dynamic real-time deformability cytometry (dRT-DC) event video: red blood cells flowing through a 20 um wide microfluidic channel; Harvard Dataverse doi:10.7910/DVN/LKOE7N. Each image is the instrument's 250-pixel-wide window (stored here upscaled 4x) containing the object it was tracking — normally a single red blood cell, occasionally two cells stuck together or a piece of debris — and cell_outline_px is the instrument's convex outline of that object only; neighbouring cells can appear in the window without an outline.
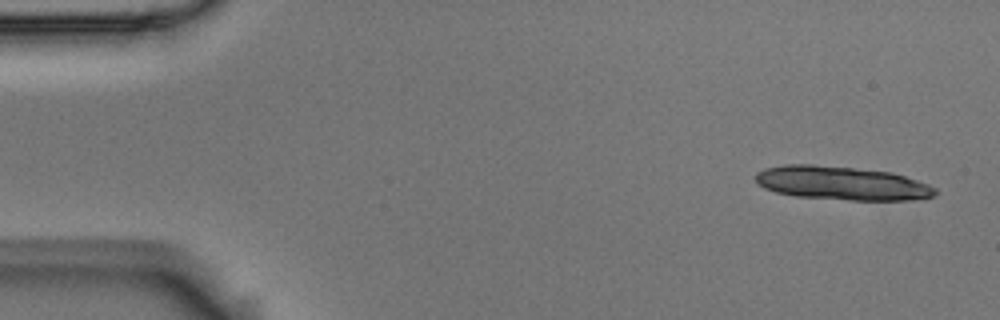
{"species": "Egyptian fruit bat (a non-hibernating species)", "species_latin": "Rousettus aegyptiacus", "temperature_condition": "room temperature", "stored_images_in_passage": 6, "camera_frame_rate_fps": 3000, "um_per_image_px": 0.085, "animal": {"sex": "male"}, "frame": {"image": 1, "passage_image": 1, "time_ms": 0.0, "image_size_px": [1000, 320], "cell_outline_px": [[936, 192], [932, 196], [924, 200], [852, 200], [796, 196], [776, 192], [764, 188], [756, 184], [756, 172], [764, 168], [784, 164], [812, 164], [892, 172], [928, 184], [936, 188]], "centroid_in_image_um": [71.54, 15.57], "position_along_channel_um": 13.5, "area_um2": 35.32}}